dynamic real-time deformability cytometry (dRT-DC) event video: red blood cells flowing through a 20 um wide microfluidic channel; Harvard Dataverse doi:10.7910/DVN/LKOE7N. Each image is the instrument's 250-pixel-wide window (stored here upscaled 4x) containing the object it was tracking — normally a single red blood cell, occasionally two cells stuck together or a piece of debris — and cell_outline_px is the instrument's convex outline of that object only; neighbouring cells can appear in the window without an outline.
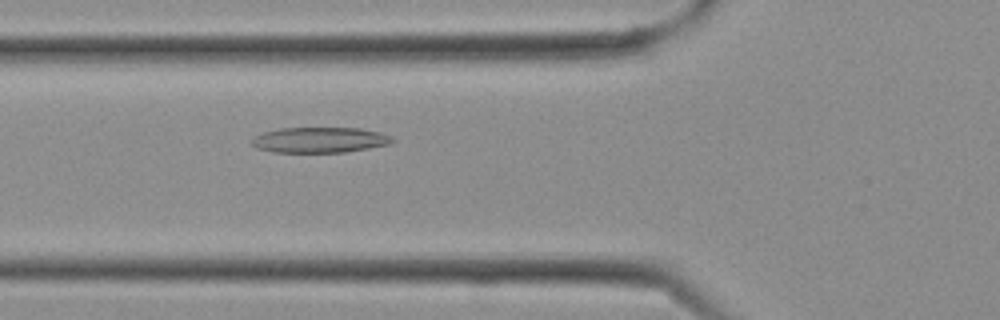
{"species": "Egyptian fruit bat (a non-hibernating species)", "species_latin": "Rousettus aegyptiacus", "temperature_condition": "cold", "stored_images_in_passage": 10, "camera_frame_rate_fps": 3000, "um_per_image_px": 0.085, "frame": {"image": 1, "passage_image": 10, "time_ms": 3.0, "image_size_px": [1000, 320], "cell_outline_px": [[396, 140], [388, 144], [368, 148], [344, 152], [272, 152], [256, 148], [248, 140], [264, 132], [280, 128], [360, 128], [380, 132], [392, 136]], "centroid_in_image_um": [27.16, 11.89], "position_along_channel_um": 98.6, "area_um2": 20.92}}